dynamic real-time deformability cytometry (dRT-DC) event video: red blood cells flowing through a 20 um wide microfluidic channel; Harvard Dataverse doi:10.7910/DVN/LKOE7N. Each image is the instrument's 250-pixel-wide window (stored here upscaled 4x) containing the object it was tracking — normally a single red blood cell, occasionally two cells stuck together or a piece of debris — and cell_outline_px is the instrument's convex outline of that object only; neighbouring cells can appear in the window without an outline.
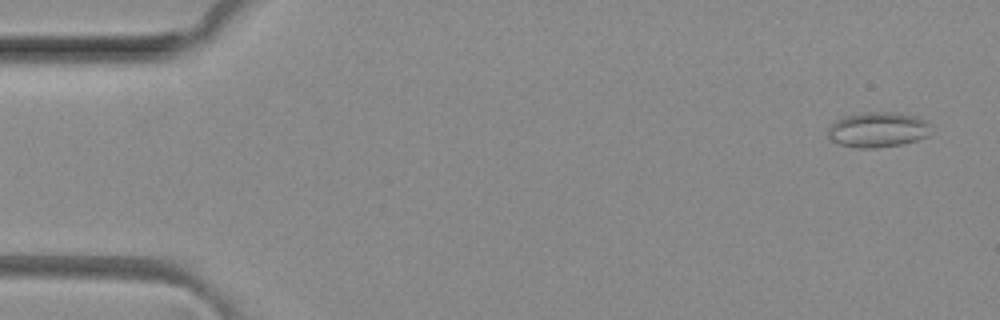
{"species": "common noctule bat (a hibernating species)", "species_latin": "Nyctalus noctula", "temperature_condition": "room temperature", "stored_images_in_passage": 5, "camera_frame_rate_fps": 3000, "um_per_image_px": 0.085, "animal": {"sex": "female", "body_mass_g": 29.2, "forearm_length_mm": 56.3}, "frame": {"image": 1, "passage_image": 1, "time_ms": 0.0, "image_size_px": [1000, 320], "cell_outline_px": [[928, 136], [916, 140], [900, 144], [876, 148], [856, 148], [840, 144], [832, 140], [828, 136], [828, 128], [836, 120], [844, 116], [864, 112], [892, 112], [916, 116], [924, 120], [928, 124]], "centroid_in_image_um": [74.57, 11.02], "position_along_channel_um": 10.4, "area_um2": 20.92}}